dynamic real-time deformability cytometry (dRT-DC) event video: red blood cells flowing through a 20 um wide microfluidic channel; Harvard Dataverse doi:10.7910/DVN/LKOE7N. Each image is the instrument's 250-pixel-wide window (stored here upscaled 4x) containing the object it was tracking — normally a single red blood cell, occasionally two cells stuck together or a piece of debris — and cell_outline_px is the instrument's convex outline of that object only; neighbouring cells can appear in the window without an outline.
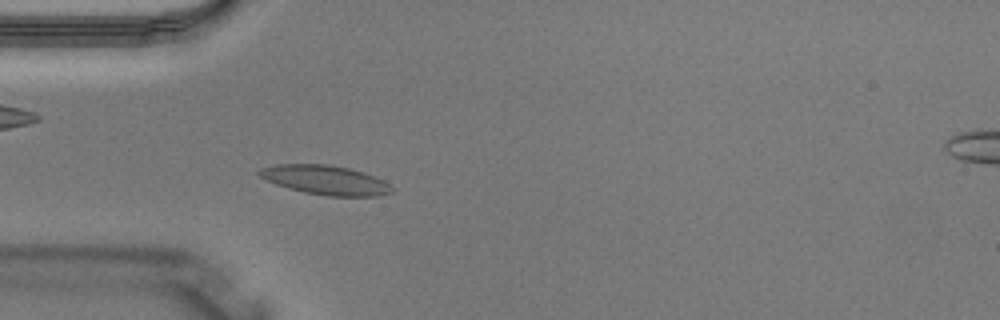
{"species": "Egyptian fruit bat (a non-hibernating species)", "species_latin": "Rousettus aegyptiacus", "temperature_condition": "warm", "stored_images_in_passage": 4, "camera_frame_rate_fps": 3000, "um_per_image_px": 0.085, "animal": {"sex": "male"}, "frame": {"image": 1, "passage_image": 3, "time_ms": 0.667, "image_size_px": [1000, 320], "cell_outline_px": [[392, 192], [376, 196], [328, 196], [304, 192], [288, 188], [276, 184], [260, 176], [256, 172], [260, 168], [276, 164], [328, 164], [348, 168], [364, 172], [384, 180], [392, 188]], "centroid_in_image_um": [27.64, 15.29], "position_along_channel_um": 57.4, "area_um2": 22.54}}